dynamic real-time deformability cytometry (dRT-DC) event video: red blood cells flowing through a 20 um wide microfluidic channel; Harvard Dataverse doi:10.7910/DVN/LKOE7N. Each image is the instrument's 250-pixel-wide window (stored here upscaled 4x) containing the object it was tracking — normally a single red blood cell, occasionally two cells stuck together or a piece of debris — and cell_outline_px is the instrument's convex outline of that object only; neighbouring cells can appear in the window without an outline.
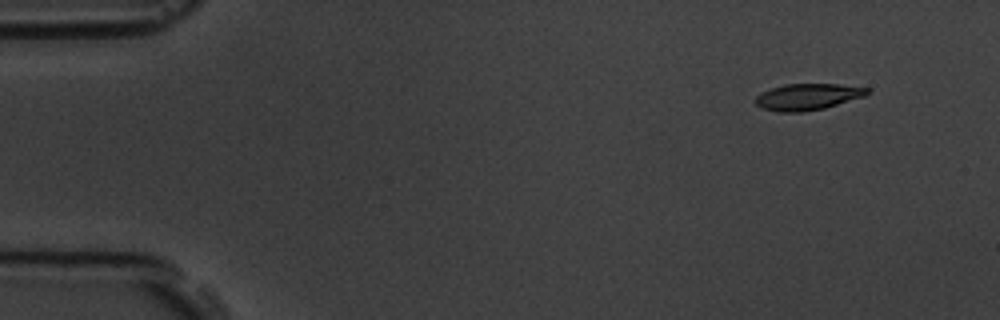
{"species": "common noctule bat (a hibernating species)", "species_latin": "Nyctalus noctula", "temperature_condition": "room temperature", "stored_images_in_passage": 5, "camera_frame_rate_fps": 3000, "um_per_image_px": 0.085, "animal": {"sex": "male", "body_mass_g": 19.5, "forearm_length_mm": 54.6}, "frame": {"image": 1, "passage_image": 1, "time_ms": 0.0, "image_size_px": [1000, 320], "cell_outline_px": [[872, 92], [864, 96], [824, 108], [804, 112], [776, 112], [764, 108], [756, 104], [756, 96], [760, 92], [784, 84], [840, 84], [868, 88]], "centroid_in_image_um": [68.65, 8.22], "position_along_channel_um": 16.3, "area_um2": 17.17}}
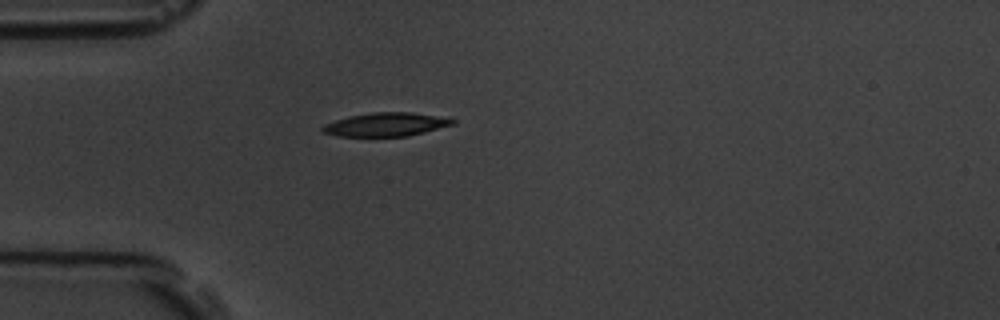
{"frame": {"image": 2, "passage_image": 4, "time_ms": 3.667, "image_size_px": [1000, 320], "cell_outline_px": [[456, 124], [408, 136], [340, 136], [320, 132], [320, 128], [324, 124], [348, 116], [372, 112], [412, 112], [456, 120]], "centroid_in_image_um": [32.76, 10.58], "position_along_channel_um": 52.2, "area_um2": 17.8}}